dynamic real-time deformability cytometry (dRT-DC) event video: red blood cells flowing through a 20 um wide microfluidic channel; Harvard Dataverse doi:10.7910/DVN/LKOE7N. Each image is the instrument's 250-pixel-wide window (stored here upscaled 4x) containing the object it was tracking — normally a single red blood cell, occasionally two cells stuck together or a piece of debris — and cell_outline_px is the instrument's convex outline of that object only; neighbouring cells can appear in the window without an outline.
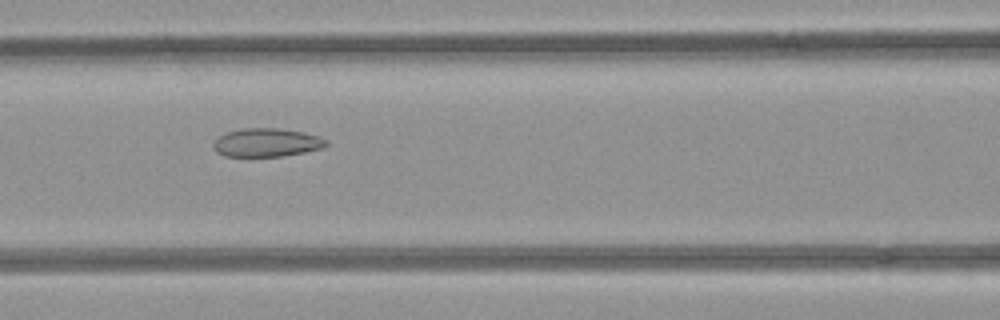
{"species": "common noctule bat (a hibernating species)", "species_latin": "Nyctalus noctula", "temperature_condition": "room temperature", "stored_images_in_passage": 47, "camera_frame_rate_fps": 3000, "um_per_image_px": 0.085, "animal": {"sex": "female", "body_mass_g": 21.9}, "frame": {"image": 1, "passage_image": 18, "time_ms": 5.667, "image_size_px": [1000, 320], "cell_outline_px": [[328, 144], [320, 148], [304, 152], [280, 156], [224, 156], [216, 152], [212, 144], [220, 136], [228, 132], [244, 128], [280, 128], [304, 132], [320, 136], [328, 140]], "centroid_in_image_um": [22.68, 12.11], "position_along_channel_um": 143.9, "area_um2": 18.61}}
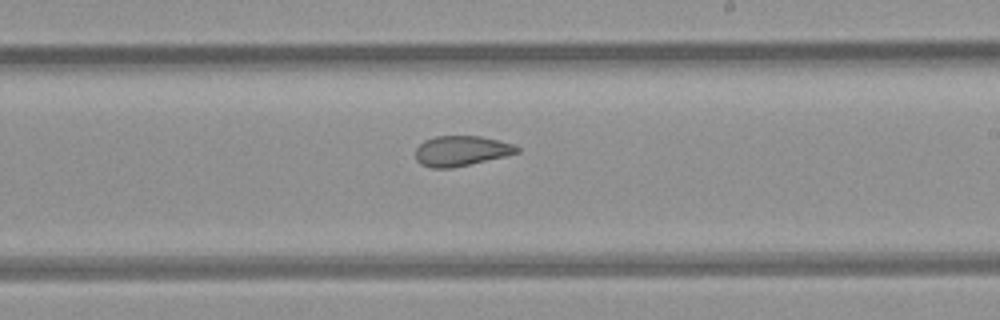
{"frame": {"image": 2, "passage_image": 26, "time_ms": 8.333, "image_size_px": [1000, 320], "cell_outline_px": [[520, 152], [504, 156], [452, 168], [432, 168], [420, 164], [416, 160], [416, 148], [424, 140], [436, 136], [480, 136], [500, 140], [512, 144], [520, 148]], "centroid_in_image_um": [39.19, 12.82], "position_along_channel_um": 249.8, "area_um2": 17.8}}
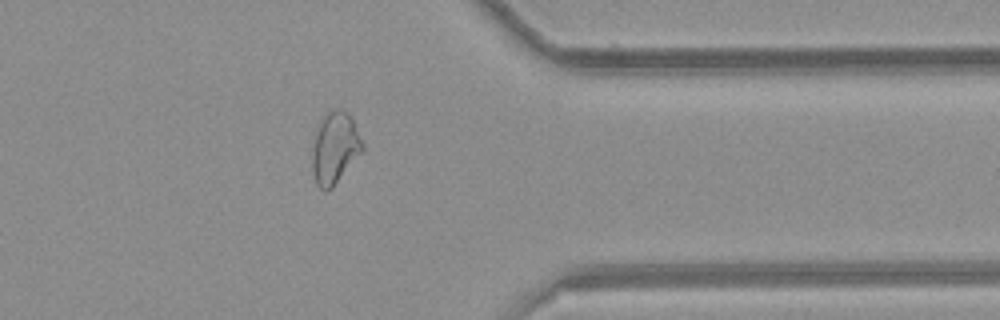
{"frame": {"image": 3, "passage_image": 37, "time_ms": 12.0, "image_size_px": [1000, 320], "cell_outline_px": [[364, 152], [332, 188], [324, 192], [316, 184], [312, 172], [312, 148], [316, 132], [320, 120], [332, 108], [340, 108], [348, 112], [352, 116], [364, 144]], "centroid_in_image_um": [28.49, 12.57], "position_along_channel_um": 382.9, "area_um2": 21.56}}